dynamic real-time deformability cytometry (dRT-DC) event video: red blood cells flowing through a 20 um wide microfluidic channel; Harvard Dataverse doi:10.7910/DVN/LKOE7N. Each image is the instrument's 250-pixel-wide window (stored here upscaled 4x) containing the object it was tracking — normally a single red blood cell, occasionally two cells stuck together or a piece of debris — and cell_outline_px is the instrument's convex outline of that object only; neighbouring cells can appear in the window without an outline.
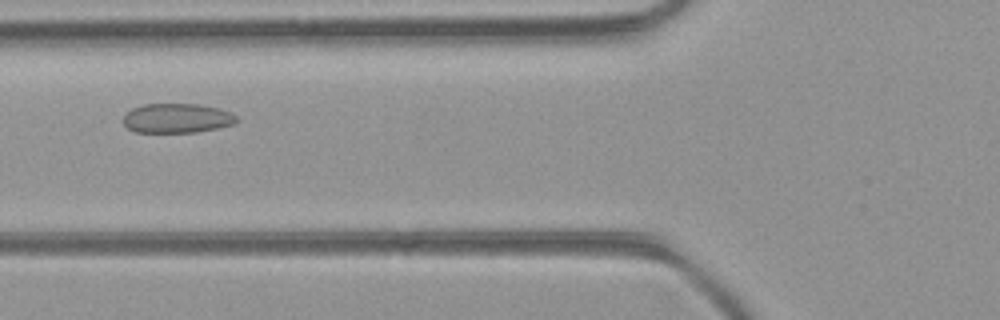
{"species": "common noctule bat (a hibernating species)", "species_latin": "Nyctalus noctula", "temperature_condition": "room temperature", "stored_images_in_passage": 3, "camera_frame_rate_fps": 3000, "um_per_image_px": 0.085, "animal": {"sex": "female", "body_mass_g": 21.9}, "frame": {"image": 1, "passage_image": 2, "time_ms": 0.333, "image_size_px": [1000, 320], "cell_outline_px": [[240, 120], [232, 124], [216, 128], [196, 132], [136, 132], [128, 128], [124, 124], [124, 116], [132, 108], [144, 104], [200, 104], [220, 108], [232, 112]], "centroid_in_image_um": [15.08, 10.04], "position_along_channel_um": 110.7, "area_um2": 19.48}}
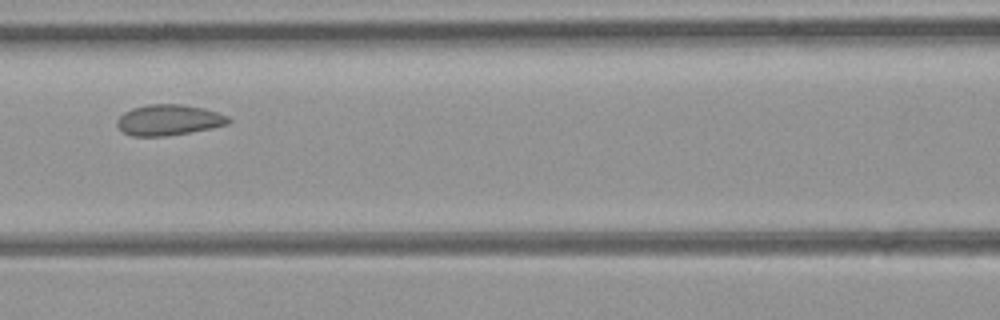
{"frame": {"image": 2, "passage_image": 3, "time_ms": 0.667, "image_size_px": [1000, 320], "cell_outline_px": [[232, 120], [228, 124], [212, 128], [164, 136], [132, 136], [124, 132], [116, 124], [116, 120], [124, 112], [132, 108], [148, 104], [180, 104], [204, 108], [228, 116]], "centroid_in_image_um": [14.34, 10.19], "position_along_channel_um": 152.3, "area_um2": 19.88}}